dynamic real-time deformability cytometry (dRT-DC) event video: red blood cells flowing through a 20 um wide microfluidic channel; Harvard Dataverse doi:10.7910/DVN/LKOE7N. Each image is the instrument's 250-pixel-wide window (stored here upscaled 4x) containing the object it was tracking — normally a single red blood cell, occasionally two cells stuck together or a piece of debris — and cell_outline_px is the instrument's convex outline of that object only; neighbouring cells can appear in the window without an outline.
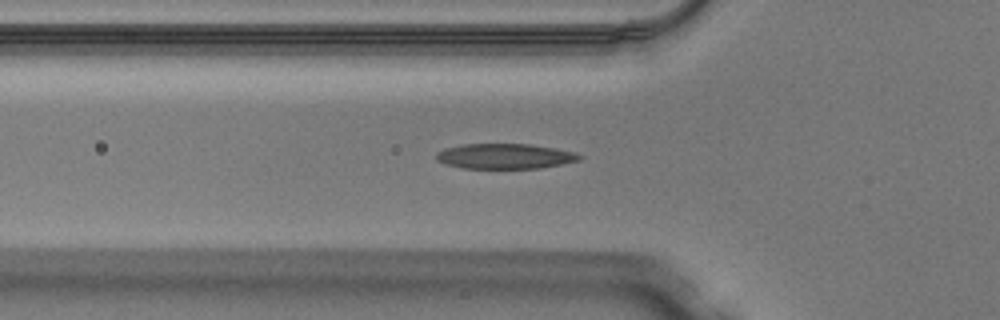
{"species": "Egyptian fruit bat (a non-hibernating species)", "species_latin": "Rousettus aegyptiacus", "temperature_condition": "warm", "stored_images_in_passage": 43, "camera_frame_rate_fps": 3000, "um_per_image_px": 0.085, "animal": {"sex": "male"}, "frame": {"image": 1, "passage_image": 16, "time_ms": 5.0, "image_size_px": [1000, 320], "cell_outline_px": [[584, 156], [580, 160], [540, 168], [464, 168], [444, 164], [436, 160], [436, 152], [444, 148], [464, 144], [528, 144], [556, 148], [576, 152]], "centroid_in_image_um": [42.91, 13.27], "position_along_channel_um": 82.9, "area_um2": 21.1}}
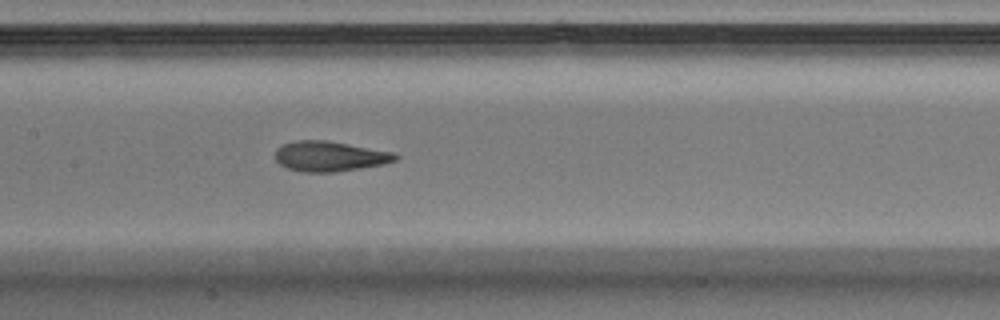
{"frame": {"image": 2, "passage_image": 23, "time_ms": 7.333, "image_size_px": [1000, 320], "cell_outline_px": [[400, 156], [396, 160], [384, 164], [360, 168], [332, 172], [304, 172], [288, 168], [280, 164], [276, 160], [276, 148], [280, 144], [296, 140], [328, 140], [396, 152]], "centroid_in_image_um": [28.05, 13.26], "position_along_channel_um": 179.4, "area_um2": 21.33}}
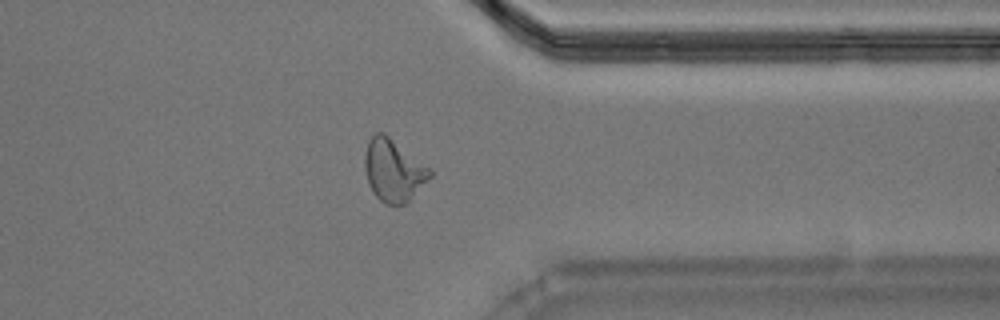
{"frame": {"image": 3, "passage_image": 38, "time_ms": 12.333, "image_size_px": [1000, 320], "cell_outline_px": [[432, 176], [404, 204], [384, 204], [372, 192], [368, 184], [364, 168], [364, 156], [368, 140], [376, 132], [384, 132], [432, 168]], "centroid_in_image_um": [33.44, 14.45], "position_along_channel_um": 378.0, "area_um2": 23.81}}